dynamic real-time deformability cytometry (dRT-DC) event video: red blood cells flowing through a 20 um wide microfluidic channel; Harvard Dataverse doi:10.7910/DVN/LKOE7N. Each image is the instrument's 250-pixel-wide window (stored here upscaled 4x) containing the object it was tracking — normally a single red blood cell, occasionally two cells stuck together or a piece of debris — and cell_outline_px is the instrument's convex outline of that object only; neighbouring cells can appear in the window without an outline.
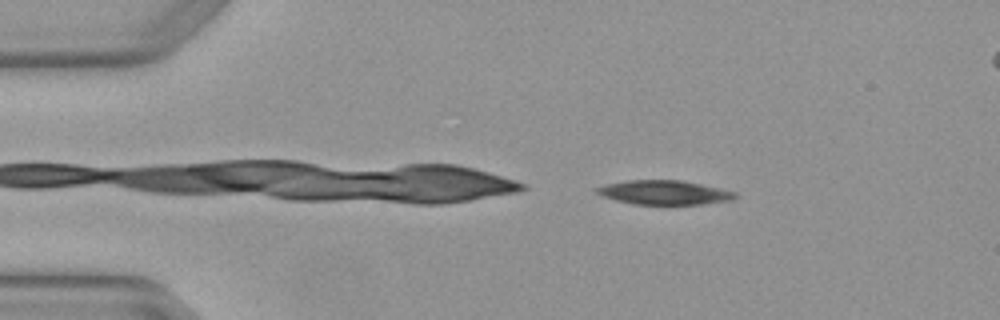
{"species": "Egyptian fruit bat (a non-hibernating species)", "species_latin": "Rousettus aegyptiacus", "temperature_condition": "warm", "stored_images_in_passage": 5, "camera_frame_rate_fps": 3000, "um_per_image_px": 0.085, "animal": {"sex": "female"}, "frame": {"image": 1, "passage_image": 2, "time_ms": 0.333, "image_size_px": [1000, 320], "cell_outline_px": [[740, 196], [732, 200], [704, 204], [632, 204], [600, 196], [592, 188], [608, 184], [628, 180], [684, 180], [736, 192]], "centroid_in_image_um": [56.46, 16.36], "position_along_channel_um": 28.5, "area_um2": 19.65}}
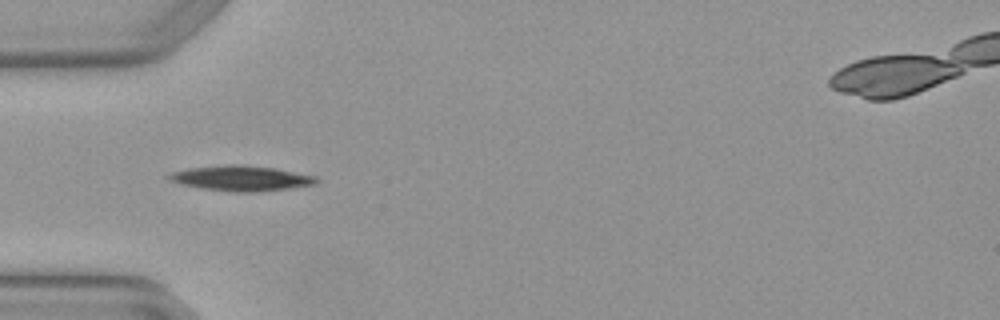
{"frame": {"image": 2, "passage_image": 4, "time_ms": 1.0, "image_size_px": [1000, 320], "cell_outline_px": [[320, 180], [316, 184], [288, 188], [256, 192], [236, 192], [200, 188], [180, 184], [168, 180], [164, 176], [172, 172], [188, 168], [228, 164], [236, 164], [276, 168], [316, 176]], "centroid_in_image_um": [20.47, 15.15], "position_along_channel_um": 64.5, "area_um2": 21.79}}
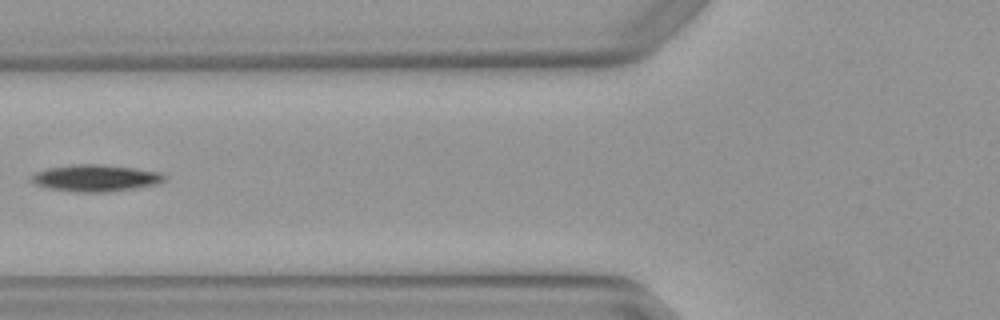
{"frame": {"image": 3, "passage_image": 5, "time_ms": 1.333, "image_size_px": [1000, 320], "cell_outline_px": [[164, 180], [156, 184], [132, 188], [104, 192], [76, 192], [48, 188], [36, 184], [28, 180], [28, 176], [36, 172], [48, 168], [72, 164], [100, 164], [132, 168], [160, 172], [164, 176]], "centroid_in_image_um": [8.03, 15.13], "position_along_channel_um": 117.8, "area_um2": 20.58}}